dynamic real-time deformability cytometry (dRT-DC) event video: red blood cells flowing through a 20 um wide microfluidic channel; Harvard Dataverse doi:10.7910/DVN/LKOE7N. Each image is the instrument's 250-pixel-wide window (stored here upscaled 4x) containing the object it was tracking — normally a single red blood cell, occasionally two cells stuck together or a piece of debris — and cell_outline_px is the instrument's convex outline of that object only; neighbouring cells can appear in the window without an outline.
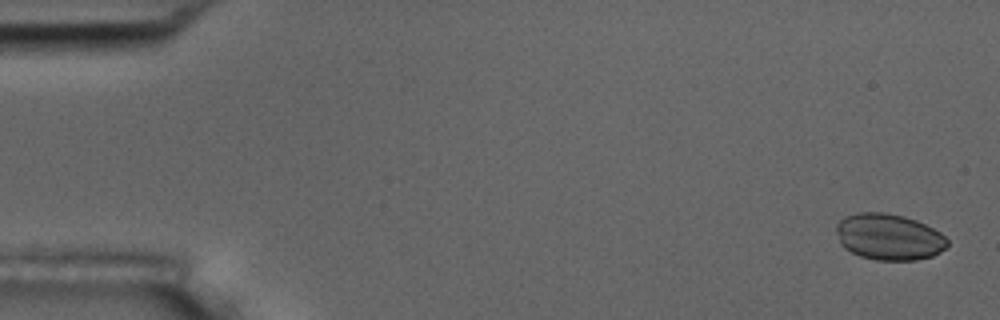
{"species": "common noctule bat (a hibernating species)", "species_latin": "Nyctalus noctula", "temperature_condition": "room temperature", "stored_images_in_passage": 5, "camera_frame_rate_fps": 3000, "um_per_image_px": 0.085, "animal": {"sex": "male", "body_mass_g": 17.5, "forearm_length_mm": 52.3}, "frame": {"image": 1, "passage_image": 1, "time_ms": 0.0, "image_size_px": [1000, 320], "cell_outline_px": [[948, 244], [940, 252], [932, 256], [916, 260], [876, 260], [860, 256], [844, 248], [840, 244], [836, 232], [836, 224], [844, 216], [860, 212], [884, 212], [904, 216], [916, 220], [940, 232], [948, 240]], "centroid_in_image_um": [75.53, 20.13], "position_along_channel_um": 9.5, "area_um2": 30.06}}
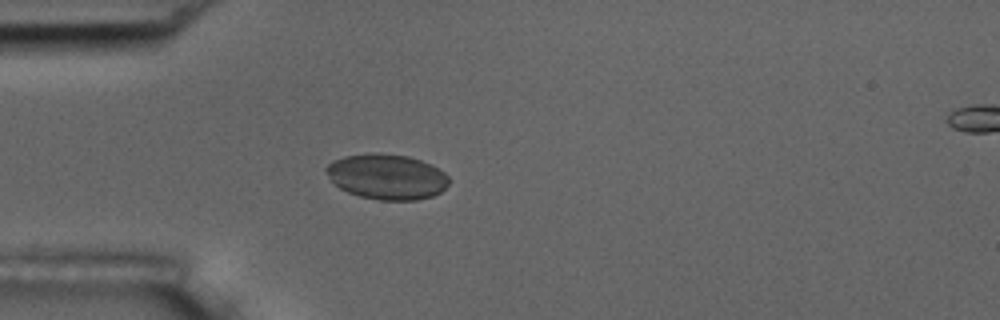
{"frame": {"image": 2, "passage_image": 5, "time_ms": 4.667, "image_size_px": [1000, 320], "cell_outline_px": [[452, 180], [440, 192], [432, 196], [416, 200], [380, 200], [360, 196], [348, 192], [340, 188], [328, 176], [324, 168], [332, 160], [344, 156], [368, 152], [376, 152], [408, 156], [420, 160], [444, 172]], "centroid_in_image_um": [32.87, 15.01], "position_along_channel_um": 52.1, "area_um2": 32.48}}